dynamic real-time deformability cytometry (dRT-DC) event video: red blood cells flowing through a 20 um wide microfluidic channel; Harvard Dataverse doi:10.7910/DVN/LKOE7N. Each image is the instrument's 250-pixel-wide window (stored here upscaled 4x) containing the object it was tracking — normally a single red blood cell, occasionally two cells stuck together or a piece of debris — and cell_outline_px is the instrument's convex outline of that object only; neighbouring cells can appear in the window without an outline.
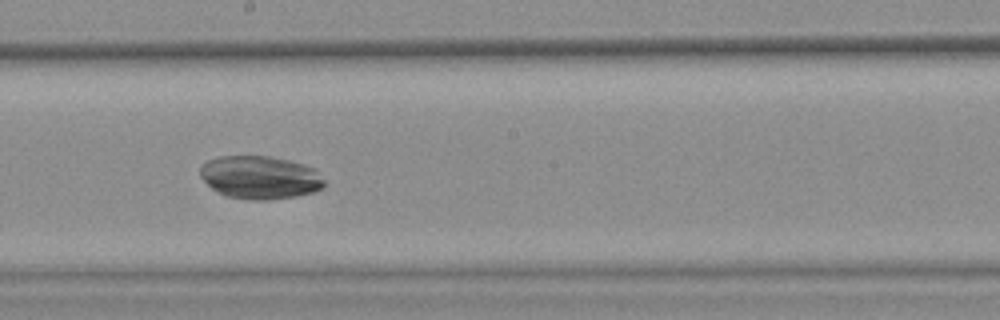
{"species": "common noctule bat (a hibernating species)", "species_latin": "Nyctalus noctula", "temperature_condition": "warm", "stored_images_in_passage": 36, "camera_frame_rate_fps": 3000, "um_per_image_px": 0.085, "animal": {"sex": "female", "body_mass_g": 25.1}, "frame": {"image": 1, "passage_image": 21, "time_ms": 6.667, "image_size_px": [1000, 320], "cell_outline_px": [[324, 188], [312, 192], [296, 196], [268, 200], [248, 200], [228, 196], [216, 192], [200, 176], [200, 168], [208, 160], [220, 156], [268, 156], [288, 160], [316, 168], [324, 180]], "centroid_in_image_um": [22.12, 15.08], "position_along_channel_um": 226.1, "area_um2": 31.21}}